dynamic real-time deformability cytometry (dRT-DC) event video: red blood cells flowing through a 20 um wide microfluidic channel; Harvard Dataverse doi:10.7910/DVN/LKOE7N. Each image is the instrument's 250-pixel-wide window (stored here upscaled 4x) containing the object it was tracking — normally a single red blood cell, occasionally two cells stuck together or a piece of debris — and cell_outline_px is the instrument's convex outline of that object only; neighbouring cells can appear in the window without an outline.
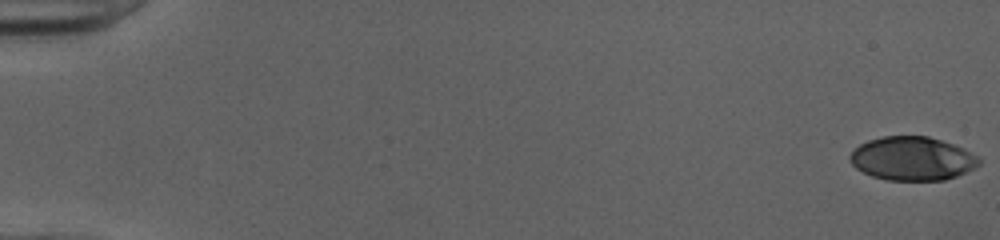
{"species": "human", "species_latin": "Homo sapiens", "temperature_condition": "cold", "stored_images_in_passage": 51, "camera_frame_rate_fps": 3000, "um_per_image_px": 0.085, "donor": {"sex": "female"}, "frame": {"image": 1, "passage_image": 1, "time_ms": 0.0, "image_size_px": [1000, 240], "cell_outline_px": [[980, 164], [976, 168], [956, 176], [944, 180], [888, 180], [872, 176], [856, 168], [852, 164], [848, 156], [860, 144], [868, 140], [884, 136], [928, 136], [964, 148], [976, 156], [980, 160]], "centroid_in_image_um": [77.55, 13.48], "position_along_channel_um": 7.5, "area_um2": 32.71}}
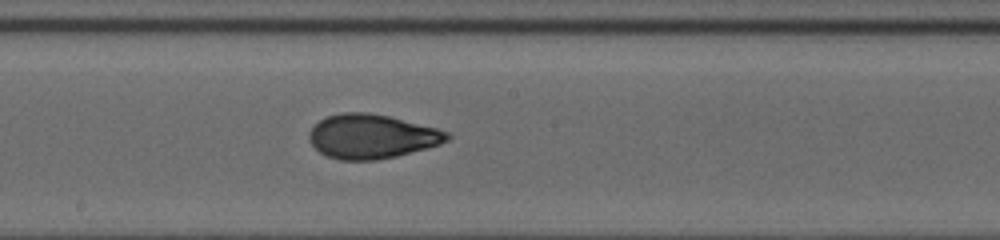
{"frame": {"image": 2, "passage_image": 30, "time_ms": 9.667, "image_size_px": [1000, 240], "cell_outline_px": [[452, 136], [448, 140], [440, 144], [396, 156], [376, 160], [340, 160], [328, 156], [320, 152], [312, 144], [308, 136], [308, 132], [320, 120], [328, 116], [340, 112], [368, 112], [388, 116], [436, 128], [448, 132]], "centroid_in_image_um": [31.59, 11.59], "position_along_channel_um": 216.6, "area_um2": 35.32}}
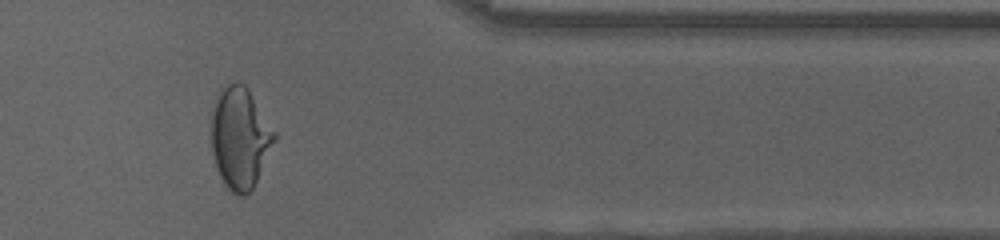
{"frame": {"image": 3, "passage_image": 44, "time_ms": 14.333, "image_size_px": [1000, 240], "cell_outline_px": [[276, 140], [252, 188], [244, 196], [240, 196], [232, 192], [224, 184], [216, 168], [212, 156], [212, 108], [216, 92], [220, 88], [228, 84], [244, 84], [248, 88], [276, 132]], "centroid_in_image_um": [20.38, 11.7], "position_along_channel_um": 391.0, "area_um2": 37.22}}